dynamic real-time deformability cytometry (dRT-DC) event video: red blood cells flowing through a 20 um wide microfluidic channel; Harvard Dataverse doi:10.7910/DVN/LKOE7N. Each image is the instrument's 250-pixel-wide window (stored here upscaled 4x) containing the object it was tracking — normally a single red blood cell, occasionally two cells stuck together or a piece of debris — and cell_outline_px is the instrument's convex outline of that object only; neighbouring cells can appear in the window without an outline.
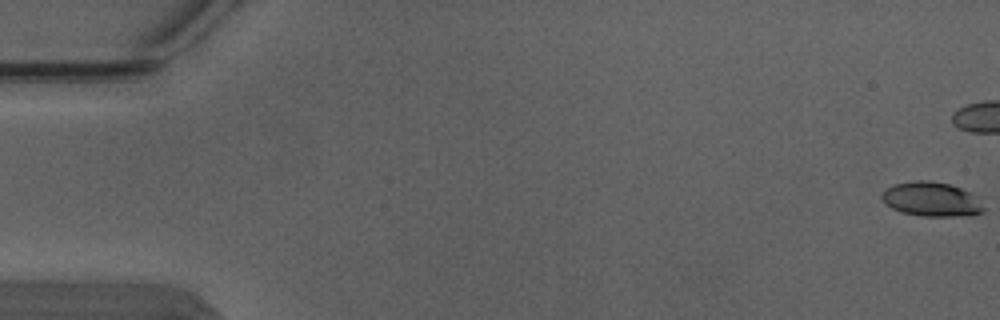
{"species": "Egyptian fruit bat (a non-hibernating species)", "species_latin": "Rousettus aegyptiacus", "temperature_condition": "warm", "stored_images_in_passage": 5, "camera_frame_rate_fps": 3000, "um_per_image_px": 0.085, "animal": {"sex": "male"}, "frame": {"image": 1, "passage_image": 1, "time_ms": 0.0, "image_size_px": [1000, 320], "cell_outline_px": [[984, 212], [972, 216], [920, 216], [900, 212], [884, 204], [880, 196], [892, 184], [912, 180], [928, 180], [948, 184], [972, 192], [984, 208]], "centroid_in_image_um": [79.16, 16.94], "position_along_channel_um": 5.8, "area_um2": 20.63}}